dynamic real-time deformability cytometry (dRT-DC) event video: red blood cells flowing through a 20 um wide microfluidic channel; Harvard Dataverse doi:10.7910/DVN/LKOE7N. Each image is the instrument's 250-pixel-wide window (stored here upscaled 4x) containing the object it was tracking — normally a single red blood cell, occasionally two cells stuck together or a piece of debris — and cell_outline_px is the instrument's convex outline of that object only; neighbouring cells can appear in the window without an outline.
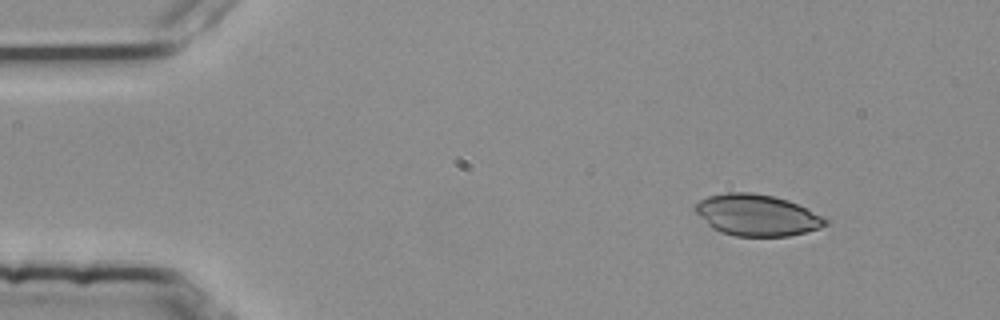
{"species": "common noctule bat (a hibernating species)", "species_latin": "Nyctalus noctula", "temperature_condition": "room temperature", "stored_images_in_passage": 3, "camera_frame_rate_fps": 3000, "um_per_image_px": 0.085, "animal": {"sex": "female", "body_mass_g": 25.1}, "frame": {"image": 1, "passage_image": 1, "time_ms": 0.0, "image_size_px": [1000, 320], "cell_outline_px": [[828, 224], [820, 228], [788, 236], [736, 236], [720, 232], [712, 228], [692, 208], [700, 200], [708, 196], [724, 192], [752, 192], [772, 196], [788, 200], [828, 220]], "centroid_in_image_um": [64.29, 18.28], "position_along_channel_um": 20.7, "area_um2": 31.1}}